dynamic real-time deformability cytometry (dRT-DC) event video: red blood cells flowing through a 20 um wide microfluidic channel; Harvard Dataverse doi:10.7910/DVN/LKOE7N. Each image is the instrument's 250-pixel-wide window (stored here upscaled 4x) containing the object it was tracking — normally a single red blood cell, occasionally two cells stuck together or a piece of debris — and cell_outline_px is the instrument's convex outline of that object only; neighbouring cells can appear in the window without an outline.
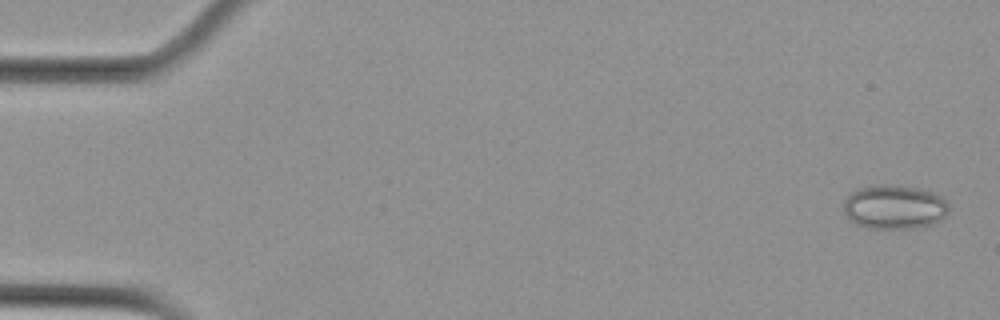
{"species": "Egyptian fruit bat (a non-hibernating species)", "species_latin": "Rousettus aegyptiacus", "temperature_condition": "cold", "stored_images_in_passage": 56, "camera_frame_rate_fps": 3000, "um_per_image_px": 0.085, "animal": {"sex": "female"}, "frame": {"image": 1, "passage_image": 2, "time_ms": 0.333, "image_size_px": [1000, 320], "cell_outline_px": [[948, 212], [940, 220], [932, 224], [912, 228], [868, 228], [856, 224], [844, 212], [844, 200], [848, 192], [856, 188], [872, 184], [892, 184], [920, 188], [932, 192], [940, 196], [948, 204]], "centroid_in_image_um": [75.98, 17.56], "position_along_channel_um": 9.0, "area_um2": 27.34}}
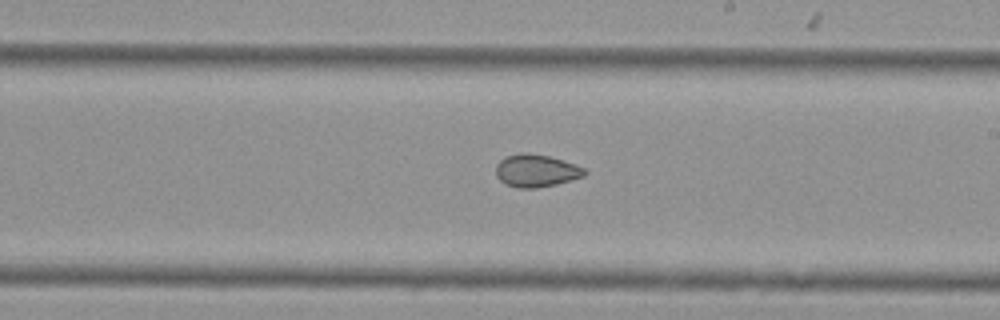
{"frame": {"image": 2, "passage_image": 33, "time_ms": 10.667, "image_size_px": [1000, 320], "cell_outline_px": [[588, 172], [584, 176], [556, 184], [536, 188], [516, 188], [504, 184], [496, 176], [496, 164], [504, 156], [520, 152], [528, 152], [548, 156], [576, 164], [584, 168]], "centroid_in_image_um": [45.54, 14.5], "position_along_channel_um": 243.5, "area_um2": 17.05}}
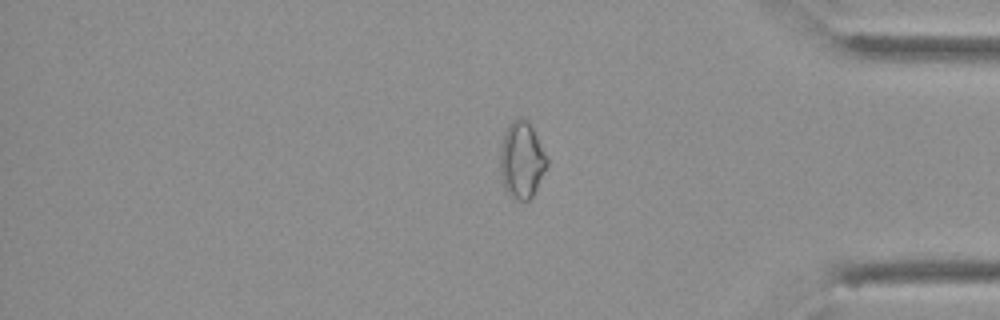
{"frame": {"image": 3, "passage_image": 47, "time_ms": 15.333, "image_size_px": [1000, 320], "cell_outline_px": [[548, 164], [532, 196], [528, 200], [516, 200], [508, 196], [504, 188], [500, 176], [500, 148], [504, 132], [508, 124], [516, 116], [524, 116], [528, 120], [548, 160]], "centroid_in_image_um": [44.3, 13.58], "position_along_channel_um": 390.9, "area_um2": 21.1}, "authors_computed_cell_mechanics": {"area_um2": 20.1722, "velocity_mm_per_s": 3.6139, "shape_relaxation_time_tau1_ms": null, "shape_relaxation_time_tau2_ms": 4.5505, "deformation_change_tau1": null, "deformation_change_tau2": 0.0724}}